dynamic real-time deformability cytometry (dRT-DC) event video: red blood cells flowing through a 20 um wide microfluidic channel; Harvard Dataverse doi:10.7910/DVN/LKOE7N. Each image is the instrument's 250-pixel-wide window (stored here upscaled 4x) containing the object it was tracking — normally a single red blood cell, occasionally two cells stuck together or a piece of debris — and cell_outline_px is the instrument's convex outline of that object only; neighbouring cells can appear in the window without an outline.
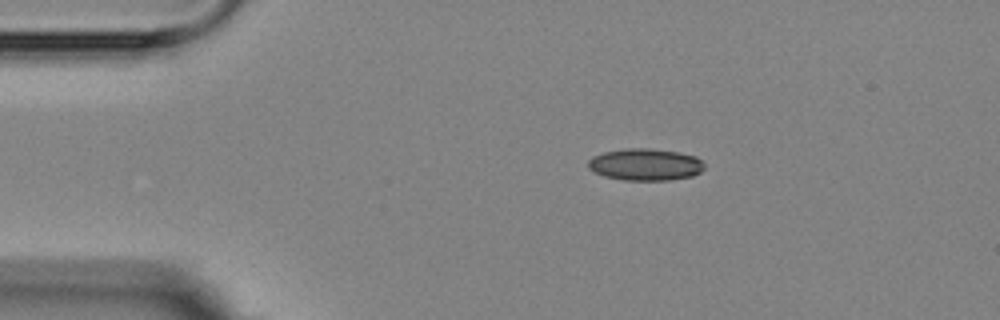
{"species": "Egyptian fruit bat (a non-hibernating species)", "species_latin": "Rousettus aegyptiacus", "temperature_condition": "room temperature", "stored_images_in_passage": 3, "camera_frame_rate_fps": 3000, "um_per_image_px": 0.085, "animal": {"sex": "female"}, "frame": {"image": 1, "passage_image": 1, "time_ms": 0.0, "image_size_px": [1000, 320], "cell_outline_px": [[704, 168], [700, 172], [692, 176], [672, 180], [624, 180], [604, 176], [588, 168], [588, 160], [592, 156], [604, 152], [628, 148], [648, 148], [680, 152], [696, 156], [704, 164]], "centroid_in_image_um": [54.86, 13.98], "position_along_channel_um": 30.1, "area_um2": 21.68}}
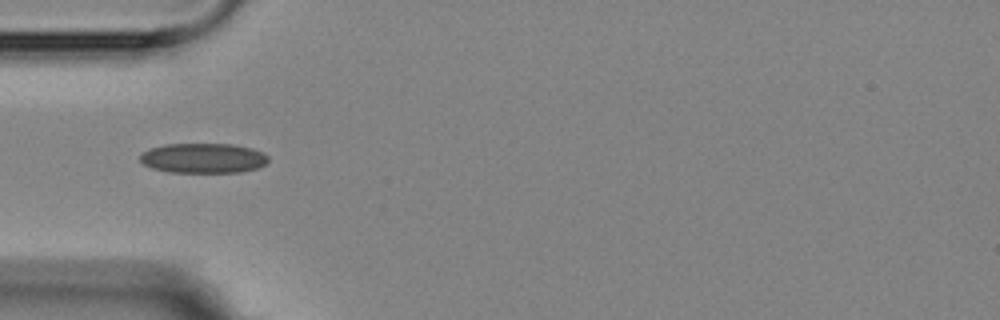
{"frame": {"image": 2, "passage_image": 3, "time_ms": 2.333, "image_size_px": [1000, 320], "cell_outline_px": [[268, 160], [264, 164], [256, 168], [240, 172], [168, 172], [152, 168], [144, 164], [140, 160], [140, 156], [148, 148], [164, 144], [232, 144], [252, 148], [268, 156]], "centroid_in_image_um": [17.24, 13.44], "position_along_channel_um": 67.8, "area_um2": 22.25}}